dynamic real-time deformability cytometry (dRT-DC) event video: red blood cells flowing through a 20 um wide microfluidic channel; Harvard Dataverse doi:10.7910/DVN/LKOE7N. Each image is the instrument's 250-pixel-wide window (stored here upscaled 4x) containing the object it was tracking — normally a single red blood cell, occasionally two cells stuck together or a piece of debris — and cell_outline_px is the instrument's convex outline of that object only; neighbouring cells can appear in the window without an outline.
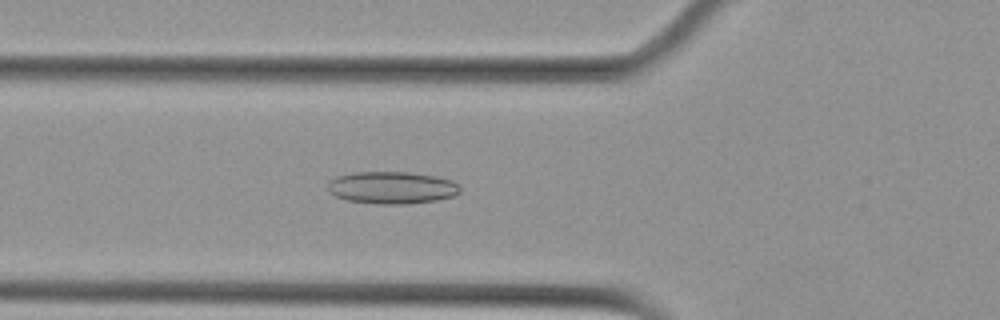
{"species": "Egyptian fruit bat (a non-hibernating species)", "species_latin": "Rousettus aegyptiacus", "temperature_condition": "cold", "stored_images_in_passage": 57, "camera_frame_rate_fps": 3000, "um_per_image_px": 0.085, "animal": {"sex": "female"}, "frame": {"image": 1, "passage_image": 21, "time_ms": 6.667, "image_size_px": [1000, 320], "cell_outline_px": [[460, 192], [452, 196], [436, 200], [404, 204], [376, 204], [348, 200], [336, 196], [328, 192], [328, 180], [336, 176], [352, 172], [408, 172], [436, 176], [452, 180], [460, 188]], "centroid_in_image_um": [33.27, 15.94], "position_along_channel_um": 92.5, "area_um2": 24.91}}
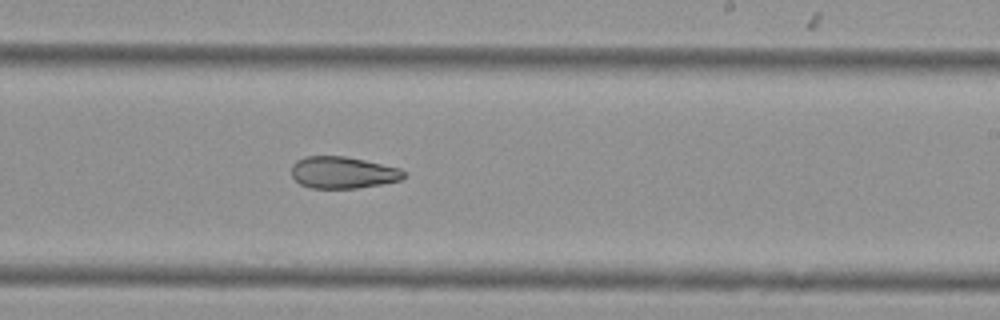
{"frame": {"image": 2, "passage_image": 35, "time_ms": 11.333, "image_size_px": [1000, 320], "cell_outline_px": [[404, 176], [400, 180], [384, 184], [356, 188], [312, 188], [300, 184], [292, 176], [292, 164], [296, 160], [304, 156], [344, 156], [364, 160], [400, 168], [404, 172]], "centroid_in_image_um": [29.12, 14.66], "position_along_channel_um": 259.9, "area_um2": 20.81}}
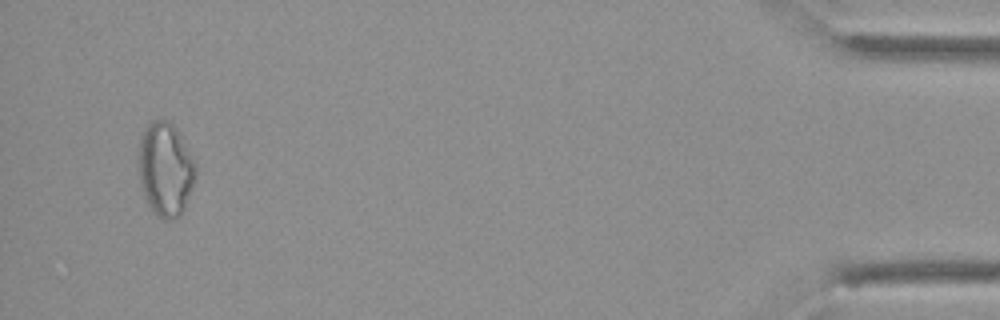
{"frame": {"image": 3, "passage_image": 55, "time_ms": 18.0, "image_size_px": [1000, 320], "cell_outline_px": [[196, 180], [184, 208], [180, 216], [172, 220], [164, 220], [156, 216], [148, 204], [144, 196], [140, 184], [136, 160], [140, 140], [144, 128], [148, 120], [168, 120], [176, 128], [196, 164]], "centroid_in_image_um": [14.03, 14.39], "position_along_channel_um": 421.2, "area_um2": 31.85}, "authors_computed_cell_mechanics": {"area_um2": 26.299, "velocity_mm_per_s": 3.5827, "shape_relaxation_time_tau1_ms": null, "shape_relaxation_time_tau2_ms": 7.1414, "deformation_change_tau1": null, "deformation_change_tau2": 0.1517}}